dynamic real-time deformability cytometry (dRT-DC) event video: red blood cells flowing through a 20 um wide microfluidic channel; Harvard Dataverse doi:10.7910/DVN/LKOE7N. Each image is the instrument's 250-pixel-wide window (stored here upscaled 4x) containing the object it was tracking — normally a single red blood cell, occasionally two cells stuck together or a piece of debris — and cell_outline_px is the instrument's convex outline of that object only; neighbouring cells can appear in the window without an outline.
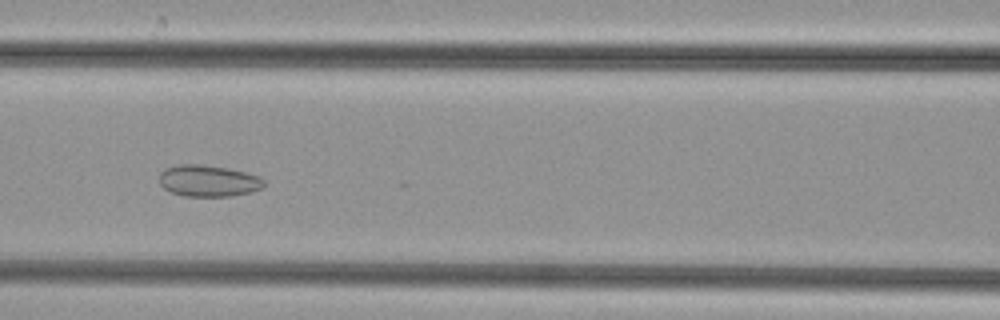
{"species": "common noctule bat (a hibernating species)", "species_latin": "Nyctalus noctula", "temperature_condition": "cold", "stored_images_in_passage": 40, "camera_frame_rate_fps": 3000, "um_per_image_px": 0.085, "animal": {"sex": "female", "body_mass_g": 29.2, "forearm_length_mm": 56.3}, "frame": {"image": 1, "passage_image": 11, "time_ms": 3.333, "image_size_px": [1000, 320], "cell_outline_px": [[264, 184], [260, 188], [248, 192], [232, 196], [184, 196], [172, 192], [164, 188], [160, 184], [160, 172], [164, 168], [176, 164], [200, 164], [228, 168], [260, 176], [264, 180]], "centroid_in_image_um": [17.67, 15.36], "position_along_channel_um": 148.9, "area_um2": 19.19}}
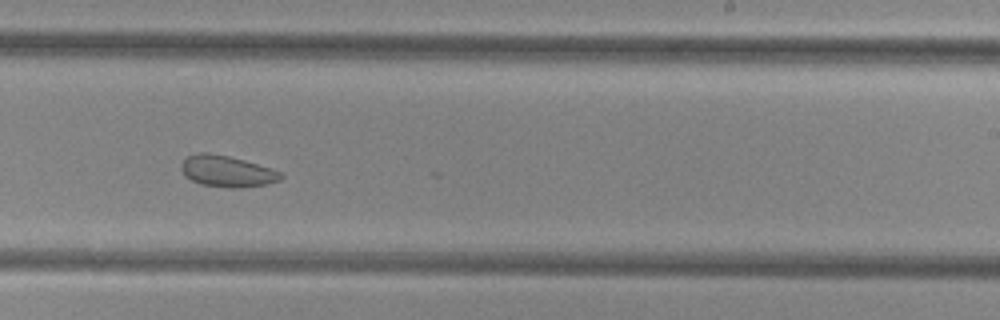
{"frame": {"image": 2, "passage_image": 20, "time_ms": 6.333, "image_size_px": [1000, 320], "cell_outline_px": [[284, 176], [280, 180], [264, 184], [236, 188], [228, 188], [200, 184], [184, 176], [180, 168], [180, 164], [188, 156], [196, 152], [208, 152], [228, 156], [244, 160], [272, 168], [280, 172]], "centroid_in_image_um": [19.26, 14.55], "position_along_channel_um": 269.7, "area_um2": 18.21}}
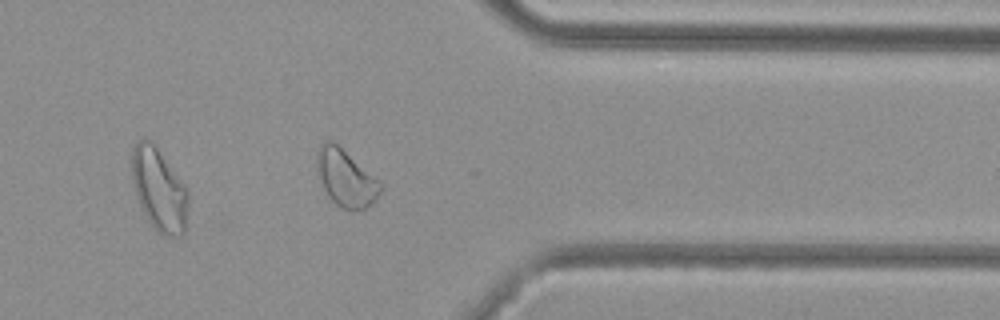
{"frame": {"image": 3, "passage_image": 29, "time_ms": 9.333, "image_size_px": [1000, 320], "cell_outline_px": [[384, 188], [376, 200], [364, 208], [352, 212], [336, 204], [328, 196], [324, 188], [316, 164], [316, 152], [320, 144], [324, 140], [328, 140], [336, 144], [384, 184]], "centroid_in_image_um": [29.42, 15.15], "position_along_channel_um": 382.0, "area_um2": 20.92}}